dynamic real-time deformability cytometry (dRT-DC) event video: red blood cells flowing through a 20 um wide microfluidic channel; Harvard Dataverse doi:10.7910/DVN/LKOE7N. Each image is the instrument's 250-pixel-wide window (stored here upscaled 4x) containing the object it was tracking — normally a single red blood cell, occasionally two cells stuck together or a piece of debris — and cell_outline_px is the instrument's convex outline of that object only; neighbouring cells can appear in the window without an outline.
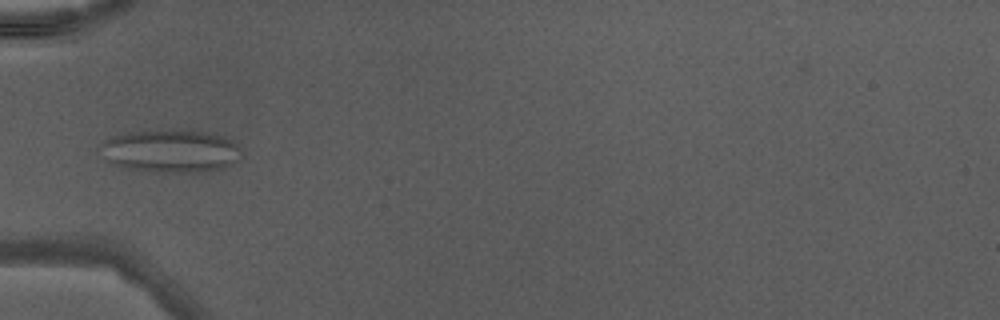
{"species": "Egyptian fruit bat (a non-hibernating species)", "species_latin": "Rousettus aegyptiacus", "temperature_condition": "warm", "stored_images_in_passage": 31, "camera_frame_rate_fps": 3000, "um_per_image_px": 0.085, "animal": {"sex": "male"}, "frame": {"image": 1, "passage_image": 1, "time_ms": 0.0, "image_size_px": [1000, 320], "cell_outline_px": [[244, 148], [240, 156], [236, 160], [224, 168], [196, 172], [164, 172], [128, 168], [108, 160], [96, 148], [108, 140], [116, 136], [132, 132], [212, 132], [224, 136], [232, 140]], "centroid_in_image_um": [14.59, 12.86], "position_along_channel_um": 70.4, "area_um2": 34.28}}